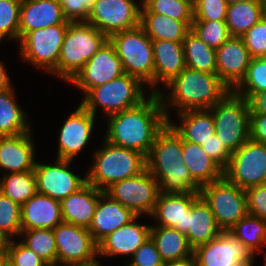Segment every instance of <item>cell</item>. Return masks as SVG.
<instances>
[{
	"mask_svg": "<svg viewBox=\"0 0 266 266\" xmlns=\"http://www.w3.org/2000/svg\"><path fill=\"white\" fill-rule=\"evenodd\" d=\"M138 106L108 117L105 140L135 150L147 157L157 134L166 126L168 119L158 93Z\"/></svg>",
	"mask_w": 266,
	"mask_h": 266,
	"instance_id": "1",
	"label": "cell"
},
{
	"mask_svg": "<svg viewBox=\"0 0 266 266\" xmlns=\"http://www.w3.org/2000/svg\"><path fill=\"white\" fill-rule=\"evenodd\" d=\"M182 154V137L167 123L146 157V169L158 181L161 193L200 192Z\"/></svg>",
	"mask_w": 266,
	"mask_h": 266,
	"instance_id": "2",
	"label": "cell"
},
{
	"mask_svg": "<svg viewBox=\"0 0 266 266\" xmlns=\"http://www.w3.org/2000/svg\"><path fill=\"white\" fill-rule=\"evenodd\" d=\"M165 86L171 91L169 95L161 90L158 94L168 120V108H178V113L210 109L231 90L217 74L188 67Z\"/></svg>",
	"mask_w": 266,
	"mask_h": 266,
	"instance_id": "3",
	"label": "cell"
},
{
	"mask_svg": "<svg viewBox=\"0 0 266 266\" xmlns=\"http://www.w3.org/2000/svg\"><path fill=\"white\" fill-rule=\"evenodd\" d=\"M94 152V162L86 173L87 183L105 191L113 183L134 177L146 169V157L104 139Z\"/></svg>",
	"mask_w": 266,
	"mask_h": 266,
	"instance_id": "4",
	"label": "cell"
},
{
	"mask_svg": "<svg viewBox=\"0 0 266 266\" xmlns=\"http://www.w3.org/2000/svg\"><path fill=\"white\" fill-rule=\"evenodd\" d=\"M108 37L87 22H69L57 64V77L70 82Z\"/></svg>",
	"mask_w": 266,
	"mask_h": 266,
	"instance_id": "5",
	"label": "cell"
},
{
	"mask_svg": "<svg viewBox=\"0 0 266 266\" xmlns=\"http://www.w3.org/2000/svg\"><path fill=\"white\" fill-rule=\"evenodd\" d=\"M108 40L115 47L121 60L124 73L139 79L150 86L154 93V56L152 39L139 26L135 29L118 32Z\"/></svg>",
	"mask_w": 266,
	"mask_h": 266,
	"instance_id": "6",
	"label": "cell"
},
{
	"mask_svg": "<svg viewBox=\"0 0 266 266\" xmlns=\"http://www.w3.org/2000/svg\"><path fill=\"white\" fill-rule=\"evenodd\" d=\"M145 86L139 79L127 73L113 80L92 88L83 98L81 104L96 115L99 106L106 117L138 106L148 97ZM146 96V97H145Z\"/></svg>",
	"mask_w": 266,
	"mask_h": 266,
	"instance_id": "7",
	"label": "cell"
},
{
	"mask_svg": "<svg viewBox=\"0 0 266 266\" xmlns=\"http://www.w3.org/2000/svg\"><path fill=\"white\" fill-rule=\"evenodd\" d=\"M209 110L214 118L215 135L231 152L250 139V108L246 98L230 90Z\"/></svg>",
	"mask_w": 266,
	"mask_h": 266,
	"instance_id": "8",
	"label": "cell"
},
{
	"mask_svg": "<svg viewBox=\"0 0 266 266\" xmlns=\"http://www.w3.org/2000/svg\"><path fill=\"white\" fill-rule=\"evenodd\" d=\"M199 194L209 205L222 231H229L248 214L245 190L225 176L201 186Z\"/></svg>",
	"mask_w": 266,
	"mask_h": 266,
	"instance_id": "9",
	"label": "cell"
},
{
	"mask_svg": "<svg viewBox=\"0 0 266 266\" xmlns=\"http://www.w3.org/2000/svg\"><path fill=\"white\" fill-rule=\"evenodd\" d=\"M68 24H58L28 32L19 42L21 58L34 67L57 76V64Z\"/></svg>",
	"mask_w": 266,
	"mask_h": 266,
	"instance_id": "10",
	"label": "cell"
},
{
	"mask_svg": "<svg viewBox=\"0 0 266 266\" xmlns=\"http://www.w3.org/2000/svg\"><path fill=\"white\" fill-rule=\"evenodd\" d=\"M113 200L119 201L135 215L149 217L160 194L158 181L145 169L140 174L113 183L105 190Z\"/></svg>",
	"mask_w": 266,
	"mask_h": 266,
	"instance_id": "11",
	"label": "cell"
},
{
	"mask_svg": "<svg viewBox=\"0 0 266 266\" xmlns=\"http://www.w3.org/2000/svg\"><path fill=\"white\" fill-rule=\"evenodd\" d=\"M224 176L244 190L266 184V144L246 141L232 152Z\"/></svg>",
	"mask_w": 266,
	"mask_h": 266,
	"instance_id": "12",
	"label": "cell"
},
{
	"mask_svg": "<svg viewBox=\"0 0 266 266\" xmlns=\"http://www.w3.org/2000/svg\"><path fill=\"white\" fill-rule=\"evenodd\" d=\"M140 10L135 0H95L86 22L109 38L139 27Z\"/></svg>",
	"mask_w": 266,
	"mask_h": 266,
	"instance_id": "13",
	"label": "cell"
},
{
	"mask_svg": "<svg viewBox=\"0 0 266 266\" xmlns=\"http://www.w3.org/2000/svg\"><path fill=\"white\" fill-rule=\"evenodd\" d=\"M198 266H241L253 263L255 255L229 231L193 249Z\"/></svg>",
	"mask_w": 266,
	"mask_h": 266,
	"instance_id": "14",
	"label": "cell"
},
{
	"mask_svg": "<svg viewBox=\"0 0 266 266\" xmlns=\"http://www.w3.org/2000/svg\"><path fill=\"white\" fill-rule=\"evenodd\" d=\"M72 160L56 158L54 164L36 162L34 173L36 176L37 193L62 201L75 193L87 183L86 175H75L70 170Z\"/></svg>",
	"mask_w": 266,
	"mask_h": 266,
	"instance_id": "15",
	"label": "cell"
},
{
	"mask_svg": "<svg viewBox=\"0 0 266 266\" xmlns=\"http://www.w3.org/2000/svg\"><path fill=\"white\" fill-rule=\"evenodd\" d=\"M124 74L115 47L107 40L69 82L86 95L92 88L105 84Z\"/></svg>",
	"mask_w": 266,
	"mask_h": 266,
	"instance_id": "16",
	"label": "cell"
},
{
	"mask_svg": "<svg viewBox=\"0 0 266 266\" xmlns=\"http://www.w3.org/2000/svg\"><path fill=\"white\" fill-rule=\"evenodd\" d=\"M53 233L57 249V265L69 266L98 253V244L87 228L62 222L53 229Z\"/></svg>",
	"mask_w": 266,
	"mask_h": 266,
	"instance_id": "17",
	"label": "cell"
},
{
	"mask_svg": "<svg viewBox=\"0 0 266 266\" xmlns=\"http://www.w3.org/2000/svg\"><path fill=\"white\" fill-rule=\"evenodd\" d=\"M95 115L81 103L63 123L58 139V159L72 160L86 147L90 140Z\"/></svg>",
	"mask_w": 266,
	"mask_h": 266,
	"instance_id": "18",
	"label": "cell"
},
{
	"mask_svg": "<svg viewBox=\"0 0 266 266\" xmlns=\"http://www.w3.org/2000/svg\"><path fill=\"white\" fill-rule=\"evenodd\" d=\"M252 57L241 37H230L216 50V74L233 90L245 77Z\"/></svg>",
	"mask_w": 266,
	"mask_h": 266,
	"instance_id": "19",
	"label": "cell"
},
{
	"mask_svg": "<svg viewBox=\"0 0 266 266\" xmlns=\"http://www.w3.org/2000/svg\"><path fill=\"white\" fill-rule=\"evenodd\" d=\"M199 196V192L194 191L188 193L160 192L155 209L151 214V217L156 219V226L171 227L186 234L188 211Z\"/></svg>",
	"mask_w": 266,
	"mask_h": 266,
	"instance_id": "20",
	"label": "cell"
},
{
	"mask_svg": "<svg viewBox=\"0 0 266 266\" xmlns=\"http://www.w3.org/2000/svg\"><path fill=\"white\" fill-rule=\"evenodd\" d=\"M31 131L14 136H0V170L22 173L34 170L35 144Z\"/></svg>",
	"mask_w": 266,
	"mask_h": 266,
	"instance_id": "21",
	"label": "cell"
},
{
	"mask_svg": "<svg viewBox=\"0 0 266 266\" xmlns=\"http://www.w3.org/2000/svg\"><path fill=\"white\" fill-rule=\"evenodd\" d=\"M136 216L128 224L123 225L108 234L98 243V254L101 256L127 255L132 256L135 251L150 237V227L138 224Z\"/></svg>",
	"mask_w": 266,
	"mask_h": 266,
	"instance_id": "22",
	"label": "cell"
},
{
	"mask_svg": "<svg viewBox=\"0 0 266 266\" xmlns=\"http://www.w3.org/2000/svg\"><path fill=\"white\" fill-rule=\"evenodd\" d=\"M136 216L130 209L104 192L99 198L88 230L98 244L108 234L128 224Z\"/></svg>",
	"mask_w": 266,
	"mask_h": 266,
	"instance_id": "23",
	"label": "cell"
},
{
	"mask_svg": "<svg viewBox=\"0 0 266 266\" xmlns=\"http://www.w3.org/2000/svg\"><path fill=\"white\" fill-rule=\"evenodd\" d=\"M58 24H69L58 0H22L19 41L28 32Z\"/></svg>",
	"mask_w": 266,
	"mask_h": 266,
	"instance_id": "24",
	"label": "cell"
},
{
	"mask_svg": "<svg viewBox=\"0 0 266 266\" xmlns=\"http://www.w3.org/2000/svg\"><path fill=\"white\" fill-rule=\"evenodd\" d=\"M154 56V93L160 90L156 85L165 86L185 68L183 42L152 40ZM161 82V83H160Z\"/></svg>",
	"mask_w": 266,
	"mask_h": 266,
	"instance_id": "25",
	"label": "cell"
},
{
	"mask_svg": "<svg viewBox=\"0 0 266 266\" xmlns=\"http://www.w3.org/2000/svg\"><path fill=\"white\" fill-rule=\"evenodd\" d=\"M63 222L61 202L36 193L21 206V229H54Z\"/></svg>",
	"mask_w": 266,
	"mask_h": 266,
	"instance_id": "26",
	"label": "cell"
},
{
	"mask_svg": "<svg viewBox=\"0 0 266 266\" xmlns=\"http://www.w3.org/2000/svg\"><path fill=\"white\" fill-rule=\"evenodd\" d=\"M105 191L86 183L61 201L63 222L89 228L100 196Z\"/></svg>",
	"mask_w": 266,
	"mask_h": 266,
	"instance_id": "27",
	"label": "cell"
},
{
	"mask_svg": "<svg viewBox=\"0 0 266 266\" xmlns=\"http://www.w3.org/2000/svg\"><path fill=\"white\" fill-rule=\"evenodd\" d=\"M209 205L199 196L188 211L187 233L189 245L195 247L207 243L221 234Z\"/></svg>",
	"mask_w": 266,
	"mask_h": 266,
	"instance_id": "28",
	"label": "cell"
},
{
	"mask_svg": "<svg viewBox=\"0 0 266 266\" xmlns=\"http://www.w3.org/2000/svg\"><path fill=\"white\" fill-rule=\"evenodd\" d=\"M180 124L168 123L182 137L183 141L201 145L215 134L214 118L209 109L188 110L178 113Z\"/></svg>",
	"mask_w": 266,
	"mask_h": 266,
	"instance_id": "29",
	"label": "cell"
},
{
	"mask_svg": "<svg viewBox=\"0 0 266 266\" xmlns=\"http://www.w3.org/2000/svg\"><path fill=\"white\" fill-rule=\"evenodd\" d=\"M182 151L183 163L200 186L224 176V170L207 155L201 145L182 140Z\"/></svg>",
	"mask_w": 266,
	"mask_h": 266,
	"instance_id": "30",
	"label": "cell"
},
{
	"mask_svg": "<svg viewBox=\"0 0 266 266\" xmlns=\"http://www.w3.org/2000/svg\"><path fill=\"white\" fill-rule=\"evenodd\" d=\"M193 21H177L158 13H140V27L152 40L183 42Z\"/></svg>",
	"mask_w": 266,
	"mask_h": 266,
	"instance_id": "31",
	"label": "cell"
},
{
	"mask_svg": "<svg viewBox=\"0 0 266 266\" xmlns=\"http://www.w3.org/2000/svg\"><path fill=\"white\" fill-rule=\"evenodd\" d=\"M150 237L165 263L193 255V248L189 245L186 235L177 229L151 225Z\"/></svg>",
	"mask_w": 266,
	"mask_h": 266,
	"instance_id": "32",
	"label": "cell"
},
{
	"mask_svg": "<svg viewBox=\"0 0 266 266\" xmlns=\"http://www.w3.org/2000/svg\"><path fill=\"white\" fill-rule=\"evenodd\" d=\"M266 15L265 0L228 4L226 25L231 37H241Z\"/></svg>",
	"mask_w": 266,
	"mask_h": 266,
	"instance_id": "33",
	"label": "cell"
},
{
	"mask_svg": "<svg viewBox=\"0 0 266 266\" xmlns=\"http://www.w3.org/2000/svg\"><path fill=\"white\" fill-rule=\"evenodd\" d=\"M18 105L12 86L0 92V136L30 132L27 113Z\"/></svg>",
	"mask_w": 266,
	"mask_h": 266,
	"instance_id": "34",
	"label": "cell"
},
{
	"mask_svg": "<svg viewBox=\"0 0 266 266\" xmlns=\"http://www.w3.org/2000/svg\"><path fill=\"white\" fill-rule=\"evenodd\" d=\"M183 47L186 67L216 74V50L191 30L186 34Z\"/></svg>",
	"mask_w": 266,
	"mask_h": 266,
	"instance_id": "35",
	"label": "cell"
},
{
	"mask_svg": "<svg viewBox=\"0 0 266 266\" xmlns=\"http://www.w3.org/2000/svg\"><path fill=\"white\" fill-rule=\"evenodd\" d=\"M229 232L243 243L254 255L257 252H264L263 246L266 245L265 220L247 214L240 219Z\"/></svg>",
	"mask_w": 266,
	"mask_h": 266,
	"instance_id": "36",
	"label": "cell"
},
{
	"mask_svg": "<svg viewBox=\"0 0 266 266\" xmlns=\"http://www.w3.org/2000/svg\"><path fill=\"white\" fill-rule=\"evenodd\" d=\"M0 192L22 206L37 193L34 170L22 173H5L0 179Z\"/></svg>",
	"mask_w": 266,
	"mask_h": 266,
	"instance_id": "37",
	"label": "cell"
},
{
	"mask_svg": "<svg viewBox=\"0 0 266 266\" xmlns=\"http://www.w3.org/2000/svg\"><path fill=\"white\" fill-rule=\"evenodd\" d=\"M20 236H24L20 241L49 266L57 265V249L53 229L22 230L18 238Z\"/></svg>",
	"mask_w": 266,
	"mask_h": 266,
	"instance_id": "38",
	"label": "cell"
},
{
	"mask_svg": "<svg viewBox=\"0 0 266 266\" xmlns=\"http://www.w3.org/2000/svg\"><path fill=\"white\" fill-rule=\"evenodd\" d=\"M140 13H158L177 21H193L191 0H147L141 5Z\"/></svg>",
	"mask_w": 266,
	"mask_h": 266,
	"instance_id": "39",
	"label": "cell"
},
{
	"mask_svg": "<svg viewBox=\"0 0 266 266\" xmlns=\"http://www.w3.org/2000/svg\"><path fill=\"white\" fill-rule=\"evenodd\" d=\"M233 91L246 99L251 94L266 91V57L251 59L245 77Z\"/></svg>",
	"mask_w": 266,
	"mask_h": 266,
	"instance_id": "40",
	"label": "cell"
},
{
	"mask_svg": "<svg viewBox=\"0 0 266 266\" xmlns=\"http://www.w3.org/2000/svg\"><path fill=\"white\" fill-rule=\"evenodd\" d=\"M21 231V206L0 192V238L7 242Z\"/></svg>",
	"mask_w": 266,
	"mask_h": 266,
	"instance_id": "41",
	"label": "cell"
},
{
	"mask_svg": "<svg viewBox=\"0 0 266 266\" xmlns=\"http://www.w3.org/2000/svg\"><path fill=\"white\" fill-rule=\"evenodd\" d=\"M191 31L215 50L231 37L225 21L193 20Z\"/></svg>",
	"mask_w": 266,
	"mask_h": 266,
	"instance_id": "42",
	"label": "cell"
},
{
	"mask_svg": "<svg viewBox=\"0 0 266 266\" xmlns=\"http://www.w3.org/2000/svg\"><path fill=\"white\" fill-rule=\"evenodd\" d=\"M22 1H0V42L5 38L19 41Z\"/></svg>",
	"mask_w": 266,
	"mask_h": 266,
	"instance_id": "43",
	"label": "cell"
},
{
	"mask_svg": "<svg viewBox=\"0 0 266 266\" xmlns=\"http://www.w3.org/2000/svg\"><path fill=\"white\" fill-rule=\"evenodd\" d=\"M14 240L4 242L7 259L14 266H49L21 241L14 242Z\"/></svg>",
	"mask_w": 266,
	"mask_h": 266,
	"instance_id": "44",
	"label": "cell"
},
{
	"mask_svg": "<svg viewBox=\"0 0 266 266\" xmlns=\"http://www.w3.org/2000/svg\"><path fill=\"white\" fill-rule=\"evenodd\" d=\"M241 38L252 58L266 57V15Z\"/></svg>",
	"mask_w": 266,
	"mask_h": 266,
	"instance_id": "45",
	"label": "cell"
},
{
	"mask_svg": "<svg viewBox=\"0 0 266 266\" xmlns=\"http://www.w3.org/2000/svg\"><path fill=\"white\" fill-rule=\"evenodd\" d=\"M227 8L226 0H194L193 20L226 21Z\"/></svg>",
	"mask_w": 266,
	"mask_h": 266,
	"instance_id": "46",
	"label": "cell"
},
{
	"mask_svg": "<svg viewBox=\"0 0 266 266\" xmlns=\"http://www.w3.org/2000/svg\"><path fill=\"white\" fill-rule=\"evenodd\" d=\"M133 266H165L154 241L149 237L131 256Z\"/></svg>",
	"mask_w": 266,
	"mask_h": 266,
	"instance_id": "47",
	"label": "cell"
},
{
	"mask_svg": "<svg viewBox=\"0 0 266 266\" xmlns=\"http://www.w3.org/2000/svg\"><path fill=\"white\" fill-rule=\"evenodd\" d=\"M245 192L248 214L266 221V184L250 187Z\"/></svg>",
	"mask_w": 266,
	"mask_h": 266,
	"instance_id": "48",
	"label": "cell"
},
{
	"mask_svg": "<svg viewBox=\"0 0 266 266\" xmlns=\"http://www.w3.org/2000/svg\"><path fill=\"white\" fill-rule=\"evenodd\" d=\"M207 155L214 160L223 170L230 162L232 152L223 144L218 136L211 135V138L201 144Z\"/></svg>",
	"mask_w": 266,
	"mask_h": 266,
	"instance_id": "49",
	"label": "cell"
},
{
	"mask_svg": "<svg viewBox=\"0 0 266 266\" xmlns=\"http://www.w3.org/2000/svg\"><path fill=\"white\" fill-rule=\"evenodd\" d=\"M250 139L266 144V114H250Z\"/></svg>",
	"mask_w": 266,
	"mask_h": 266,
	"instance_id": "50",
	"label": "cell"
},
{
	"mask_svg": "<svg viewBox=\"0 0 266 266\" xmlns=\"http://www.w3.org/2000/svg\"><path fill=\"white\" fill-rule=\"evenodd\" d=\"M247 102L250 114H266V91L251 94Z\"/></svg>",
	"mask_w": 266,
	"mask_h": 266,
	"instance_id": "51",
	"label": "cell"
},
{
	"mask_svg": "<svg viewBox=\"0 0 266 266\" xmlns=\"http://www.w3.org/2000/svg\"><path fill=\"white\" fill-rule=\"evenodd\" d=\"M64 17L69 22H79V1L78 0H58Z\"/></svg>",
	"mask_w": 266,
	"mask_h": 266,
	"instance_id": "52",
	"label": "cell"
},
{
	"mask_svg": "<svg viewBox=\"0 0 266 266\" xmlns=\"http://www.w3.org/2000/svg\"><path fill=\"white\" fill-rule=\"evenodd\" d=\"M79 1V22H86L95 0Z\"/></svg>",
	"mask_w": 266,
	"mask_h": 266,
	"instance_id": "53",
	"label": "cell"
},
{
	"mask_svg": "<svg viewBox=\"0 0 266 266\" xmlns=\"http://www.w3.org/2000/svg\"><path fill=\"white\" fill-rule=\"evenodd\" d=\"M10 80L11 79L9 77V74H7L6 72L3 61H0V92L13 86Z\"/></svg>",
	"mask_w": 266,
	"mask_h": 266,
	"instance_id": "54",
	"label": "cell"
},
{
	"mask_svg": "<svg viewBox=\"0 0 266 266\" xmlns=\"http://www.w3.org/2000/svg\"><path fill=\"white\" fill-rule=\"evenodd\" d=\"M165 266H198L194 255L181 260L169 261Z\"/></svg>",
	"mask_w": 266,
	"mask_h": 266,
	"instance_id": "55",
	"label": "cell"
},
{
	"mask_svg": "<svg viewBox=\"0 0 266 266\" xmlns=\"http://www.w3.org/2000/svg\"><path fill=\"white\" fill-rule=\"evenodd\" d=\"M98 256L99 254L97 253L93 257L87 260L76 262V263L70 264L69 266H101L100 262L96 260Z\"/></svg>",
	"mask_w": 266,
	"mask_h": 266,
	"instance_id": "56",
	"label": "cell"
},
{
	"mask_svg": "<svg viewBox=\"0 0 266 266\" xmlns=\"http://www.w3.org/2000/svg\"><path fill=\"white\" fill-rule=\"evenodd\" d=\"M7 258V251L6 248L4 246V244L0 247V266H2L3 262L6 260Z\"/></svg>",
	"mask_w": 266,
	"mask_h": 266,
	"instance_id": "57",
	"label": "cell"
},
{
	"mask_svg": "<svg viewBox=\"0 0 266 266\" xmlns=\"http://www.w3.org/2000/svg\"><path fill=\"white\" fill-rule=\"evenodd\" d=\"M228 4H233V3H237V2H245V1H249V0H226Z\"/></svg>",
	"mask_w": 266,
	"mask_h": 266,
	"instance_id": "58",
	"label": "cell"
},
{
	"mask_svg": "<svg viewBox=\"0 0 266 266\" xmlns=\"http://www.w3.org/2000/svg\"><path fill=\"white\" fill-rule=\"evenodd\" d=\"M2 266H14V265L6 258V260L3 262Z\"/></svg>",
	"mask_w": 266,
	"mask_h": 266,
	"instance_id": "59",
	"label": "cell"
},
{
	"mask_svg": "<svg viewBox=\"0 0 266 266\" xmlns=\"http://www.w3.org/2000/svg\"><path fill=\"white\" fill-rule=\"evenodd\" d=\"M241 266H253V263H248V264L241 265Z\"/></svg>",
	"mask_w": 266,
	"mask_h": 266,
	"instance_id": "60",
	"label": "cell"
},
{
	"mask_svg": "<svg viewBox=\"0 0 266 266\" xmlns=\"http://www.w3.org/2000/svg\"><path fill=\"white\" fill-rule=\"evenodd\" d=\"M4 244L3 240L0 238V247Z\"/></svg>",
	"mask_w": 266,
	"mask_h": 266,
	"instance_id": "61",
	"label": "cell"
},
{
	"mask_svg": "<svg viewBox=\"0 0 266 266\" xmlns=\"http://www.w3.org/2000/svg\"><path fill=\"white\" fill-rule=\"evenodd\" d=\"M2 1V0H0ZM3 1H22V0H3Z\"/></svg>",
	"mask_w": 266,
	"mask_h": 266,
	"instance_id": "62",
	"label": "cell"
},
{
	"mask_svg": "<svg viewBox=\"0 0 266 266\" xmlns=\"http://www.w3.org/2000/svg\"><path fill=\"white\" fill-rule=\"evenodd\" d=\"M145 1H147V0H142L141 3H139V4L142 5Z\"/></svg>",
	"mask_w": 266,
	"mask_h": 266,
	"instance_id": "63",
	"label": "cell"
}]
</instances>
